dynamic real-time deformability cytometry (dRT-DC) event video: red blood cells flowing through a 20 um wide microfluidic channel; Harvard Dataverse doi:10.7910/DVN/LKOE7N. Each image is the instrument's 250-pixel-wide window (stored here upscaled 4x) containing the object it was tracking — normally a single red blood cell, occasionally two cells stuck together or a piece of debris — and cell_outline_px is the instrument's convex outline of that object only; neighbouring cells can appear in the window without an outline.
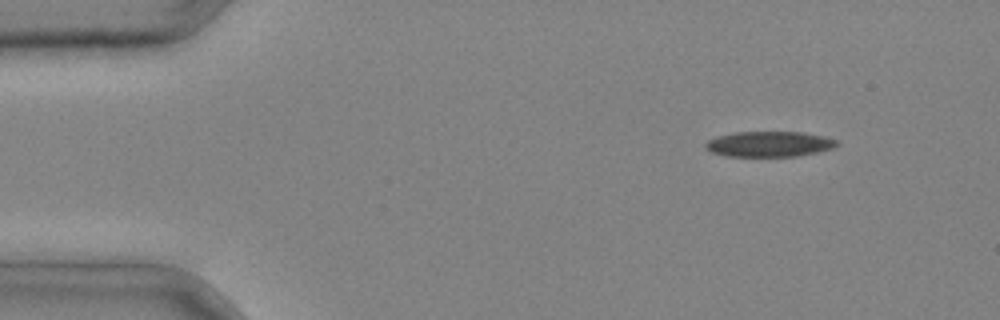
{"species": "common noctule bat (a hibernating species)", "species_latin": "Nyctalus noctula", "temperature_condition": "cold", "stored_images_in_passage": 3, "camera_frame_rate_fps": 3000, "um_per_image_px": 0.085, "animal": {"sex": "male", "body_mass_g": 20.4}, "frame": {"image": 1, "passage_image": 1, "time_ms": 0.0, "image_size_px": [1000, 320], "cell_outline_px": [[840, 144], [832, 148], [816, 152], [796, 156], [724, 156], [712, 152], [704, 148], [704, 144], [708, 140], [716, 136], [736, 132], [800, 132], [824, 136], [840, 140]], "centroid_in_image_um": [65.38, 12.24], "position_along_channel_um": 19.6, "area_um2": 19.54}}